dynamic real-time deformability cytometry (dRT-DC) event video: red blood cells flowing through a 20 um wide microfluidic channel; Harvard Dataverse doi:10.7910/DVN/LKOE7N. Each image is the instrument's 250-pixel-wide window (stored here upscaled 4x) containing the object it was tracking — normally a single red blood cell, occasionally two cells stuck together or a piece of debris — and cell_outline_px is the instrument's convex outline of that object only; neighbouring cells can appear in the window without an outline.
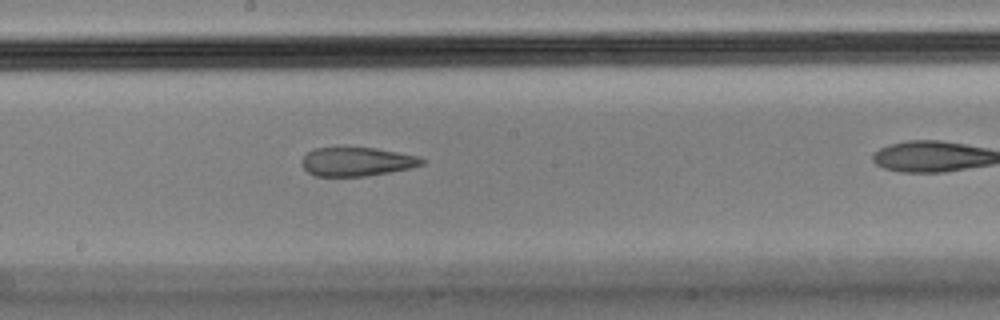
{"species": "Egyptian fruit bat (a non-hibernating species)", "species_latin": "Rousettus aegyptiacus", "temperature_condition": "cold", "stored_images_in_passage": 10, "camera_frame_rate_fps": 3000, "um_per_image_px": 0.085, "animal": {"sex": "male"}, "frame": {"image": 1, "passage_image": 9, "time_ms": 2.667, "image_size_px": [1000, 320], "cell_outline_px": [[428, 160], [424, 164], [412, 168], [364, 176], [316, 176], [308, 172], [304, 168], [300, 160], [308, 152], [316, 148], [336, 144], [376, 148], [420, 156]], "centroid_in_image_um": [30.33, 13.69], "position_along_channel_um": 217.9, "area_um2": 21.04}}